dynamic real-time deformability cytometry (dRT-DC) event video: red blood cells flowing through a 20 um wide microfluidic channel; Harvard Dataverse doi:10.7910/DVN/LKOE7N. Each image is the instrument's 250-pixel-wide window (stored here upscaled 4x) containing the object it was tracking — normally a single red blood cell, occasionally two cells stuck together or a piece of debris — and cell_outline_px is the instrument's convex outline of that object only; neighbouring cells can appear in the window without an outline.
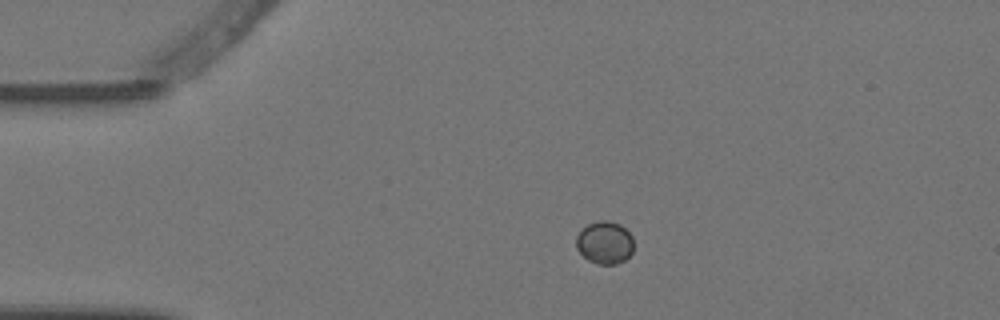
{"species": "Egyptian fruit bat (a non-hibernating species)", "species_latin": "Rousettus aegyptiacus", "temperature_condition": "warm", "stored_images_in_passage": 3, "camera_frame_rate_fps": 3000, "um_per_image_px": 0.085, "animal": {"sex": "female"}, "frame": {"image": 1, "passage_image": 1, "time_ms": 0.0, "image_size_px": [1000, 320], "cell_outline_px": [[632, 252], [624, 260], [616, 264], [596, 264], [588, 260], [576, 248], [576, 236], [588, 224], [600, 220], [608, 220], [620, 224], [632, 236]], "centroid_in_image_um": [51.39, 20.62], "position_along_channel_um": 33.6, "area_um2": 14.16}}
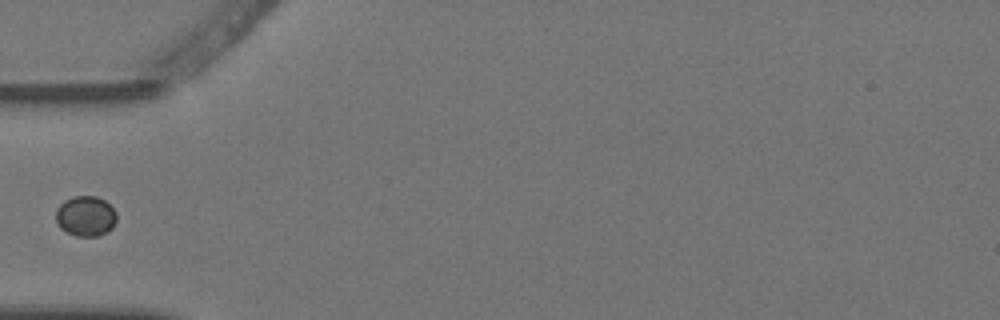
{"frame": {"image": 2, "passage_image": 3, "time_ms": 0.667, "image_size_px": [1000, 320], "cell_outline_px": [[116, 220], [112, 228], [108, 232], [96, 236], [76, 236], [60, 228], [56, 220], [56, 208], [64, 200], [72, 196], [96, 196], [104, 200], [116, 212]], "centroid_in_image_um": [7.27, 18.36], "position_along_channel_um": 77.7, "area_um2": 14.28}}